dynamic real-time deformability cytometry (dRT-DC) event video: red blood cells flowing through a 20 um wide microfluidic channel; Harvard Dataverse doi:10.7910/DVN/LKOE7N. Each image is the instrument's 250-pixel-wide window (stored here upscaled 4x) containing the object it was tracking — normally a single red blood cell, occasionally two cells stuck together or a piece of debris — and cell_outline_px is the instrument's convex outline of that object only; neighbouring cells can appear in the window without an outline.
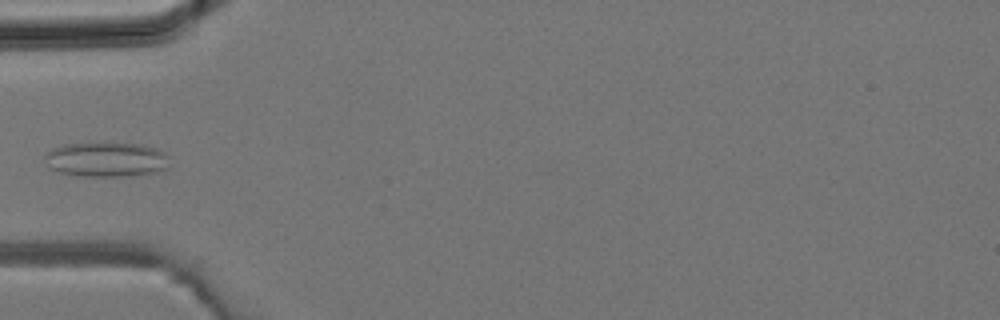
{"species": "common noctule bat (a hibernating species)", "species_latin": "Nyctalus noctula", "temperature_condition": "room temperature", "stored_images_in_passage": 2, "camera_frame_rate_fps": 3000, "um_per_image_px": 0.085, "animal": {"sex": "male", "body_mass_g": 19.2, "forearm_length_mm": 51.8}, "frame": {"image": 1, "passage_image": 2, "time_ms": 0.333, "image_size_px": [1000, 320], "cell_outline_px": [[168, 168], [156, 172], [132, 176], [84, 176], [60, 172], [48, 168], [44, 156], [52, 148], [64, 144], [104, 140], [140, 144], [156, 148], [164, 152]], "centroid_in_image_um": [9.0, 13.51], "position_along_channel_um": 76.0, "area_um2": 25.95}}